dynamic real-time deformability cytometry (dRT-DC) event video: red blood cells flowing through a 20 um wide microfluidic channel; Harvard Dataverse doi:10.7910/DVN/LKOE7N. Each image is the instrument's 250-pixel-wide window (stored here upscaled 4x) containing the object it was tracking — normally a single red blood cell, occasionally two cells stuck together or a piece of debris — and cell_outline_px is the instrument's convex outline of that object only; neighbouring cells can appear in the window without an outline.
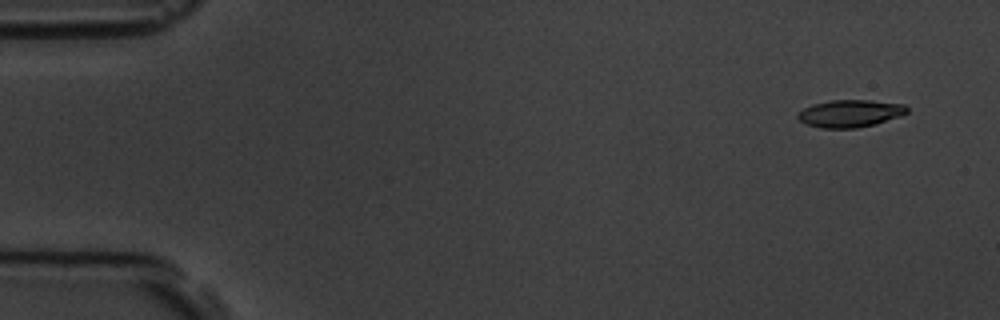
{"species": "common noctule bat (a hibernating species)", "species_latin": "Nyctalus noctula", "temperature_condition": "room temperature", "stored_images_in_passage": 4, "camera_frame_rate_fps": 3000, "um_per_image_px": 0.085, "animal": {"sex": "male", "body_mass_g": 19.5, "forearm_length_mm": 54.6}, "frame": {"image": 1, "passage_image": 1, "time_ms": 0.0, "image_size_px": [1000, 320], "cell_outline_px": [[908, 112], [900, 116], [876, 124], [856, 128], [820, 128], [808, 124], [800, 120], [796, 116], [804, 108], [812, 104], [832, 100], [872, 100], [904, 104], [908, 108]], "centroid_in_image_um": [72.28, 9.64], "position_along_channel_um": 12.7, "area_um2": 17.4}}